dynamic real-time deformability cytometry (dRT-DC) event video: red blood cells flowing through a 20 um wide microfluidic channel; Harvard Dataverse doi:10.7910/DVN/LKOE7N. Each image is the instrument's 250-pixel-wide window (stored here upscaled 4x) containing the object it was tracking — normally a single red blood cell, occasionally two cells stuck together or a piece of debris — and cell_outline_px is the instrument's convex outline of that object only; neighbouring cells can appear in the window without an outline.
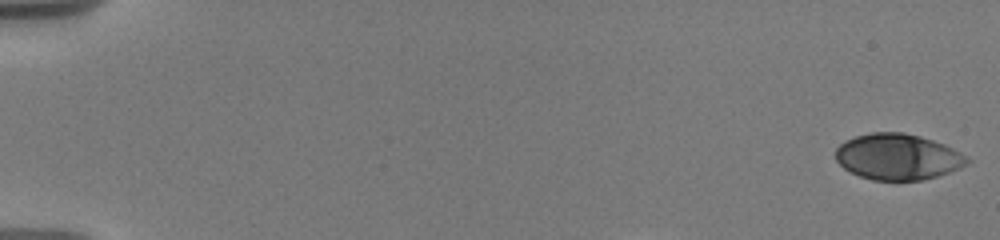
{"species": "human", "species_latin": "Homo sapiens", "temperature_condition": "warm", "stored_images_in_passage": 16, "camera_frame_rate_fps": 3000, "um_per_image_px": 0.085, "donor": {"sex": "male"}, "frame": {"image": 1, "passage_image": 1, "time_ms": 0.0, "image_size_px": [1000, 240], "cell_outline_px": [[972, 160], [960, 168], [924, 180], [872, 180], [860, 176], [844, 168], [836, 160], [836, 148], [844, 140], [856, 136], [872, 132], [904, 132], [920, 136], [944, 144], [960, 152]], "centroid_in_image_um": [76.31, 13.32], "position_along_channel_um": 8.7, "area_um2": 35.2}}
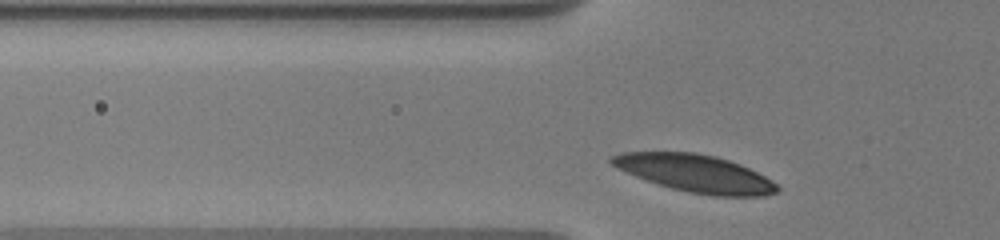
{"frame": {"image": 2, "passage_image": 10, "time_ms": 3.667, "image_size_px": [1000, 240], "cell_outline_px": [[780, 192], [764, 196], [712, 196], [688, 192], [672, 188], [636, 176], [616, 168], [608, 160], [612, 156], [620, 152], [696, 152], [716, 156], [740, 164], [772, 180], [780, 188]], "centroid_in_image_um": [59.12, 14.74], "position_along_channel_um": 66.7, "area_um2": 36.01}}
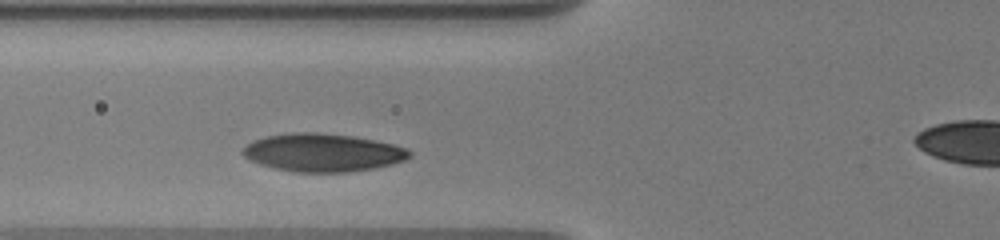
{"frame": {"image": 3, "passage_image": 14, "time_ms": 4.667, "image_size_px": [1000, 240], "cell_outline_px": [[412, 156], [404, 160], [392, 164], [376, 168], [348, 172], [296, 172], [276, 168], [260, 164], [248, 160], [240, 152], [252, 140], [268, 136], [292, 132], [320, 132], [352, 136], [376, 140], [408, 148], [412, 152]], "centroid_in_image_um": [27.45, 12.97], "position_along_channel_um": 98.3, "area_um2": 37.11}}